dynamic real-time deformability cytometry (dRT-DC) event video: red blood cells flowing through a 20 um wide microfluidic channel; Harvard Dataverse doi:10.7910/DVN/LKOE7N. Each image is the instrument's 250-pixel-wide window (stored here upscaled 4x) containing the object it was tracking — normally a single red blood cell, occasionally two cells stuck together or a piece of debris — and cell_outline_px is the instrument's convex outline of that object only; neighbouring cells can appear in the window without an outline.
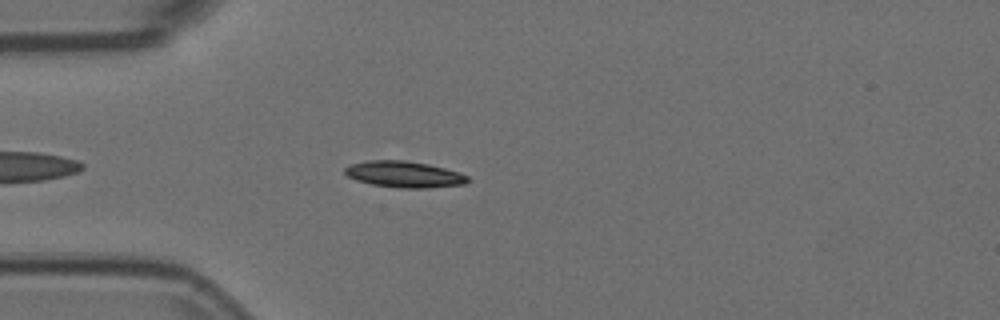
{"species": "Egyptian fruit bat (a non-hibernating species)", "species_latin": "Rousettus aegyptiacus", "temperature_condition": "room temperature", "stored_images_in_passage": 39, "camera_frame_rate_fps": 3000, "um_per_image_px": 0.085, "animal": {"sex": "female"}, "frame": {"image": 1, "passage_image": 5, "time_ms": 1.333, "image_size_px": [1000, 320], "cell_outline_px": [[468, 180], [464, 184], [428, 188], [400, 188], [372, 184], [356, 180], [348, 176], [344, 172], [344, 168], [348, 164], [364, 160], [404, 160], [428, 164], [460, 172], [468, 176]], "centroid_in_image_um": [34.31, 14.81], "position_along_channel_um": 50.7, "area_um2": 18.9}}
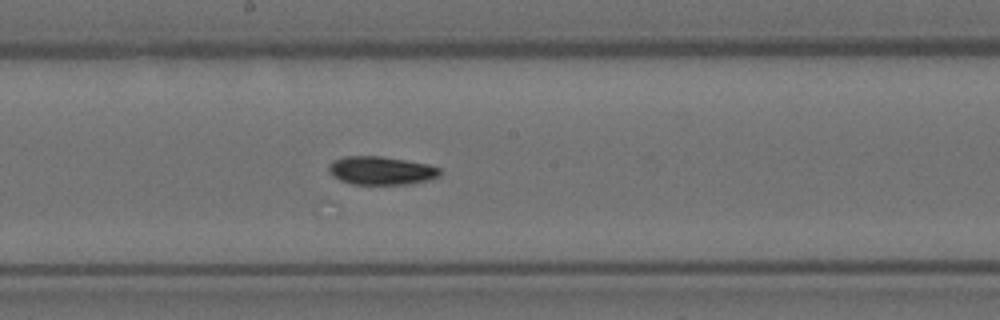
{"frame": {"image": 2, "passage_image": 19, "time_ms": 6.0, "image_size_px": [1000, 320], "cell_outline_px": [[440, 176], [428, 180], [412, 184], [352, 184], [340, 180], [332, 176], [328, 172], [328, 164], [332, 160], [344, 156], [380, 156], [428, 164], [440, 168]], "centroid_in_image_um": [32.36, 14.5], "position_along_channel_um": 215.8, "area_um2": 18.5}}
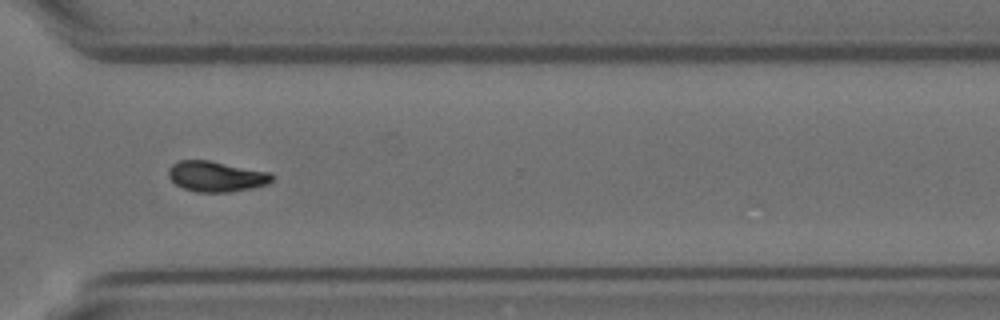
{"frame": {"image": 3, "passage_image": 30, "time_ms": 9.667, "image_size_px": [1000, 320], "cell_outline_px": [[272, 180], [268, 184], [252, 188], [228, 192], [196, 192], [184, 188], [176, 184], [168, 176], [168, 168], [172, 164], [180, 160], [208, 160], [272, 172]], "centroid_in_image_um": [18.38, 14.99], "position_along_channel_um": 352.2, "area_um2": 18.44}, "authors_computed_cell_mechanics": {"area_um2": 18.0336, "velocity_mm_per_s": 3.7336, "shape_relaxation_time_tau1_ms": 6.9281, "shape_relaxation_time_tau2_ms": 8.3636, "deformation_change_tau1": 0.1691, "deformation_change_tau2": 0.1199}}